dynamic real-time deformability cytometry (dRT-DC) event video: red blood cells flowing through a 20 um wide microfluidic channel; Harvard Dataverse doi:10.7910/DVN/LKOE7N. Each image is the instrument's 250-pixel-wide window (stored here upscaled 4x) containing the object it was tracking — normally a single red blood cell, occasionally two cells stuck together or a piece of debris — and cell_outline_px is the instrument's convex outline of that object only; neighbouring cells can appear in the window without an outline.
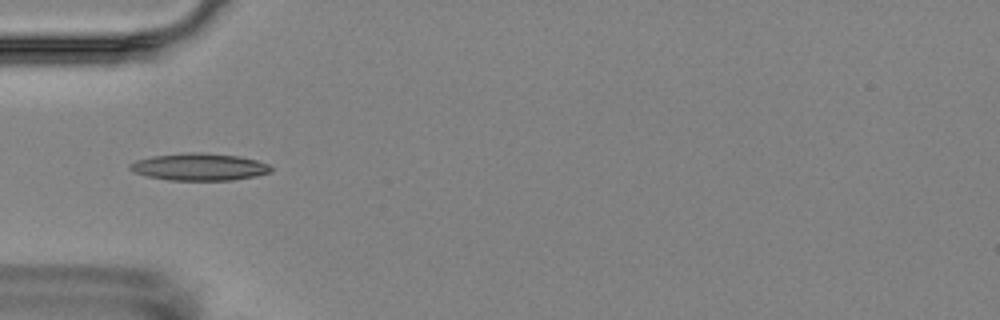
{"species": "Egyptian fruit bat (a non-hibernating species)", "species_latin": "Rousettus aegyptiacus", "temperature_condition": "room temperature", "stored_images_in_passage": 6, "camera_frame_rate_fps": 3000, "um_per_image_px": 0.085, "animal": {"sex": "female"}, "frame": {"image": 1, "passage_image": 5, "time_ms": 4.667, "image_size_px": [1000, 320], "cell_outline_px": [[272, 172], [256, 176], [232, 180], [168, 180], [148, 176], [136, 172], [128, 168], [128, 164], [136, 160], [152, 156], [192, 152], [200, 152], [240, 156], [256, 160], [268, 164], [272, 168]], "centroid_in_image_um": [16.96, 14.18], "position_along_channel_um": 68.0, "area_um2": 22.31}}
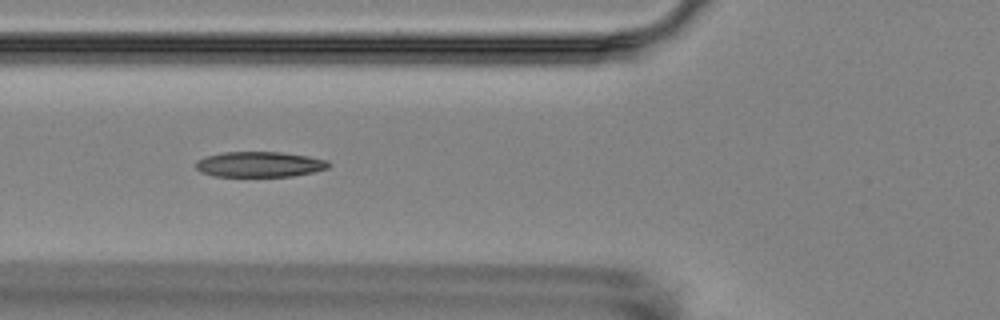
{"frame": {"image": 2, "passage_image": 6, "time_ms": 5.667, "image_size_px": [1000, 320], "cell_outline_px": [[332, 164], [328, 168], [312, 172], [292, 176], [212, 176], [200, 172], [196, 168], [196, 160], [204, 156], [224, 152], [280, 152], [308, 156], [328, 160]], "centroid_in_image_um": [22.05, 13.96], "position_along_channel_um": 103.8, "area_um2": 19.77}}